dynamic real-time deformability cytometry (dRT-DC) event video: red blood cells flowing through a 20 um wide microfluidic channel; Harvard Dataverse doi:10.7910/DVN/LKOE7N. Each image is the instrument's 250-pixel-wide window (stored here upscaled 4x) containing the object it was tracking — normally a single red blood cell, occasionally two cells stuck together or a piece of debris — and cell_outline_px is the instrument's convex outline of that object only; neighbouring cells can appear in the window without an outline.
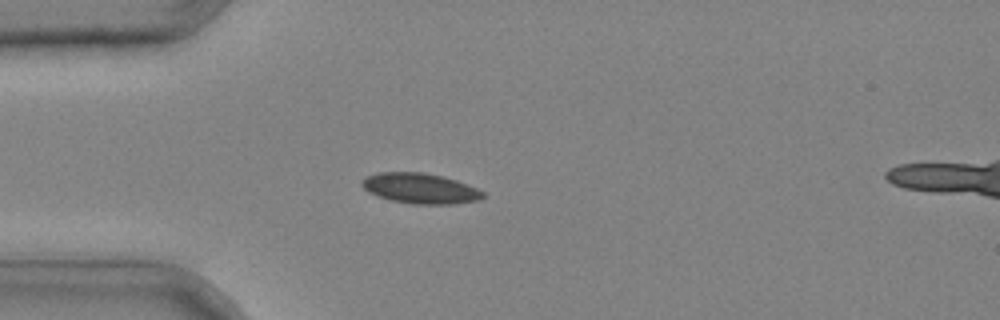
{"species": "common noctule bat (a hibernating species)", "species_latin": "Nyctalus noctula", "temperature_condition": "cold", "stored_images_in_passage": 41, "camera_frame_rate_fps": 3000, "um_per_image_px": 0.085, "animal": {"sex": "male", "body_mass_g": 20.4}, "frame": {"image": 1, "passage_image": 11, "time_ms": 3.333, "image_size_px": [1000, 320], "cell_outline_px": [[484, 196], [476, 200], [452, 204], [412, 204], [392, 200], [368, 192], [360, 184], [364, 176], [380, 172], [420, 172], [444, 176], [456, 180], [476, 188], [484, 192]], "centroid_in_image_um": [35.68, 16.0], "position_along_channel_um": 49.3, "area_um2": 21.27}}
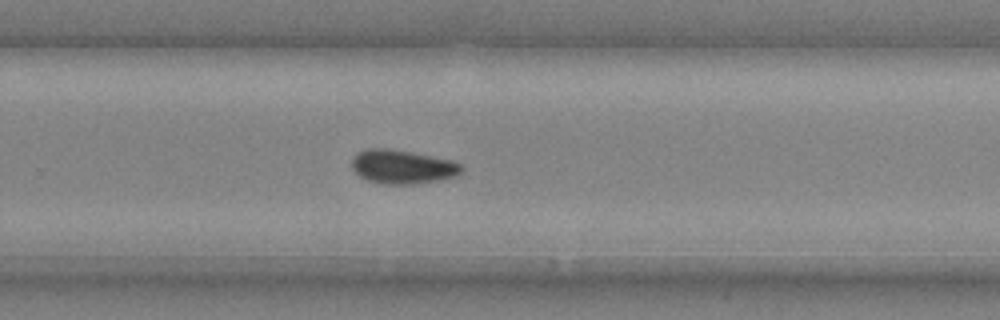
{"frame": {"image": 2, "passage_image": 28, "time_ms": 9.0, "image_size_px": [1000, 320], "cell_outline_px": [[464, 168], [456, 176], [440, 180], [412, 184], [384, 184], [368, 180], [360, 176], [352, 168], [352, 160], [356, 152], [368, 148], [388, 148], [412, 152], [452, 160], [460, 164]], "centroid_in_image_um": [34.2, 14.17], "position_along_channel_um": 295.6, "area_um2": 21.68}}
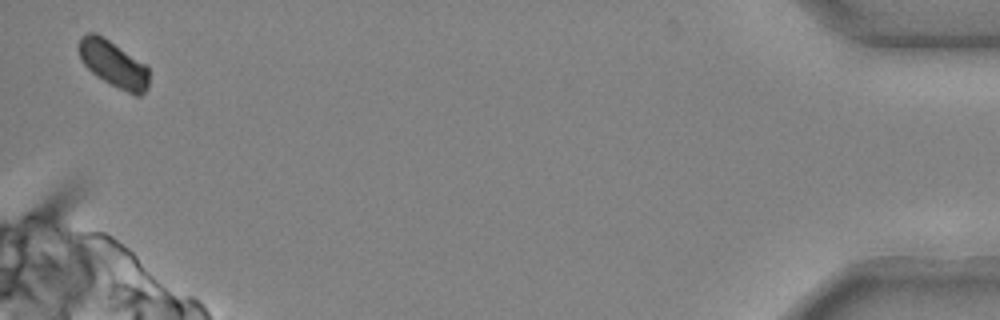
{"frame": {"image": 3, "passage_image": 41, "time_ms": 13.333, "image_size_px": [1000, 320], "cell_outline_px": [[148, 88], [140, 96], [136, 96], [96, 76], [80, 60], [76, 48], [80, 40], [88, 32], [96, 32], [104, 36], [144, 64], [148, 68]], "centroid_in_image_um": [9.6, 5.41], "position_along_channel_um": 425.6, "area_um2": 18.84}}